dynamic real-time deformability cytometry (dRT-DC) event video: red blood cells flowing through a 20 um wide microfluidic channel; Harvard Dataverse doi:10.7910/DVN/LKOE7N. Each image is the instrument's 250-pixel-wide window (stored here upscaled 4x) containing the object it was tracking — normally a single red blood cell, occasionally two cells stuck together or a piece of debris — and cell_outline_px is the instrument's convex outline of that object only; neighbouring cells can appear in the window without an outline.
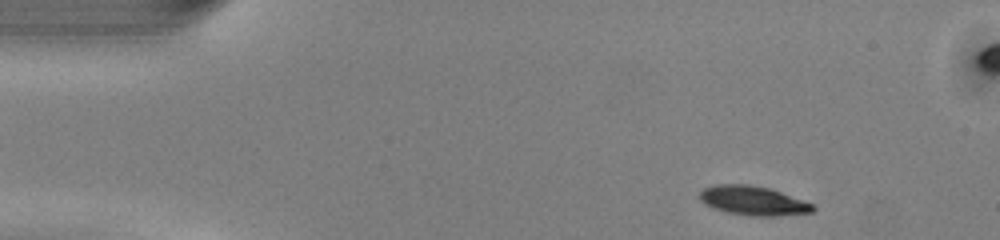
{"species": "common noctule bat (a hibernating species)", "species_latin": "Nyctalus noctula", "temperature_condition": "warm", "stored_images_in_passage": 48, "segment_of_instrument_passage": [1, 2], "camera_frame_rate_fps": 3000, "um_per_image_px": 0.085, "animal": {"sex": "male", "body_mass_g": 13.0, "forearm_length_mm": 53.1}, "frame": {"image": 1, "passage_image": 3, "time_ms": 0.667, "image_size_px": [1000, 240], "cell_outline_px": [[816, 208], [812, 212], [776, 216], [752, 216], [728, 212], [704, 204], [700, 200], [700, 192], [704, 188], [716, 184], [748, 184], [768, 188], [780, 192], [812, 204]], "centroid_in_image_um": [63.99, 17.05], "position_along_channel_um": 21.0, "area_um2": 18.96}}
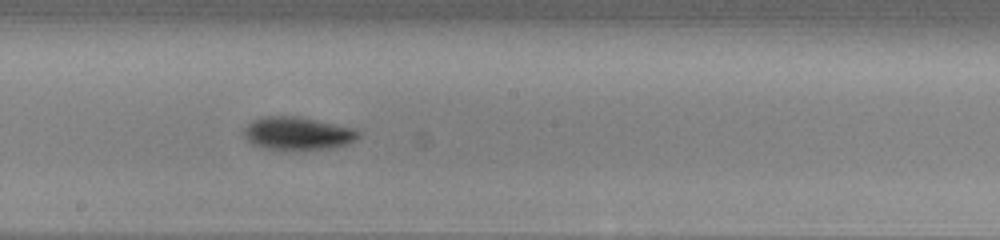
{"frame": {"image": 2, "passage_image": 24, "time_ms": 7.667, "image_size_px": [1000, 240], "cell_outline_px": [[360, 136], [356, 140], [348, 144], [332, 148], [264, 148], [252, 144], [244, 136], [244, 128], [252, 120], [264, 116], [296, 116], [356, 128], [360, 132]], "centroid_in_image_um": [25.33, 11.31], "position_along_channel_um": 222.9, "area_um2": 21.68}}
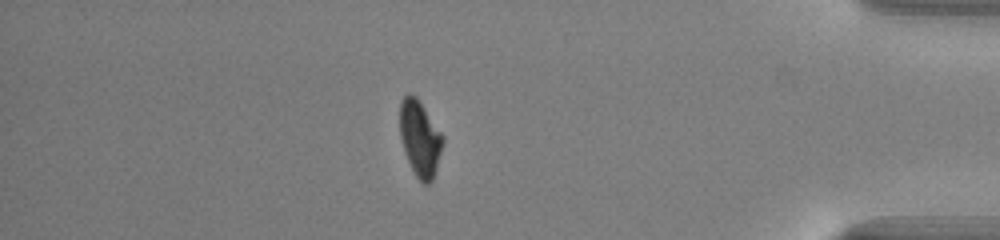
{"frame": {"image": 3, "passage_image": 40, "time_ms": 13.0, "image_size_px": [1000, 240], "cell_outline_px": [[444, 140], [436, 168], [432, 180], [428, 184], [424, 184], [416, 176], [404, 152], [400, 136], [400, 100], [408, 92], [416, 96], [444, 136]], "centroid_in_image_um": [35.68, 11.73], "position_along_channel_um": 399.5, "area_um2": 18.84}}